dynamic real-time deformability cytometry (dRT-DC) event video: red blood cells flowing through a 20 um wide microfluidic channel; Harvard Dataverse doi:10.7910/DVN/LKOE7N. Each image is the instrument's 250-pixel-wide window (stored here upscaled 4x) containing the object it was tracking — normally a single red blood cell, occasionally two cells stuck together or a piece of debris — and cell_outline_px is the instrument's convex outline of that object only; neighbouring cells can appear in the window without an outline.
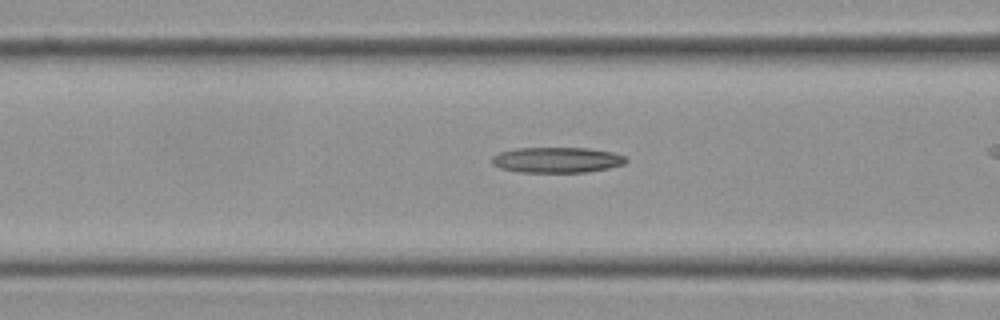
{"species": "Egyptian fruit bat (a non-hibernating species)", "species_latin": "Rousettus aegyptiacus", "temperature_condition": "cold", "stored_images_in_passage": 47, "camera_frame_rate_fps": 3000, "um_per_image_px": 0.085, "frame": {"image": 1, "passage_image": 24, "time_ms": 7.667, "image_size_px": [1000, 320], "cell_outline_px": [[628, 160], [624, 164], [608, 168], [588, 172], [520, 172], [500, 168], [492, 164], [492, 156], [500, 152], [516, 148], [588, 148], [612, 152], [624, 156]], "centroid_in_image_um": [47.33, 13.59], "position_along_channel_um": 119.3, "area_um2": 19.94}}
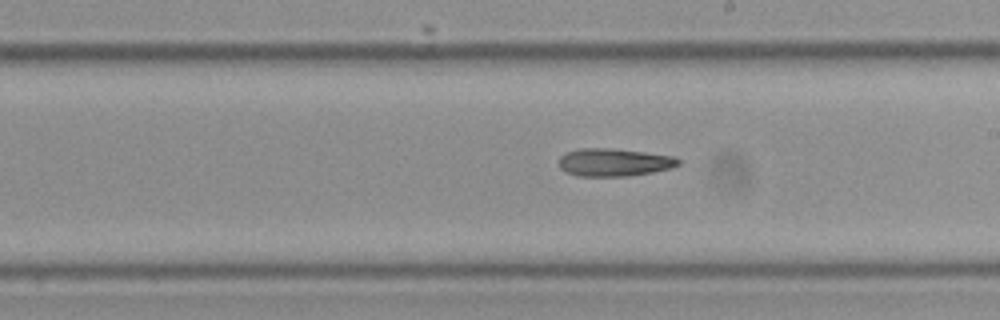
{"frame": {"image": 2, "passage_image": 34, "time_ms": 11.0, "image_size_px": [1000, 320], "cell_outline_px": [[680, 164], [672, 168], [652, 172], [628, 176], [576, 176], [564, 172], [560, 168], [560, 156], [564, 152], [580, 148], [612, 148], [676, 156], [680, 160]], "centroid_in_image_um": [52.19, 13.79], "position_along_channel_um": 236.8, "area_um2": 19.59}}
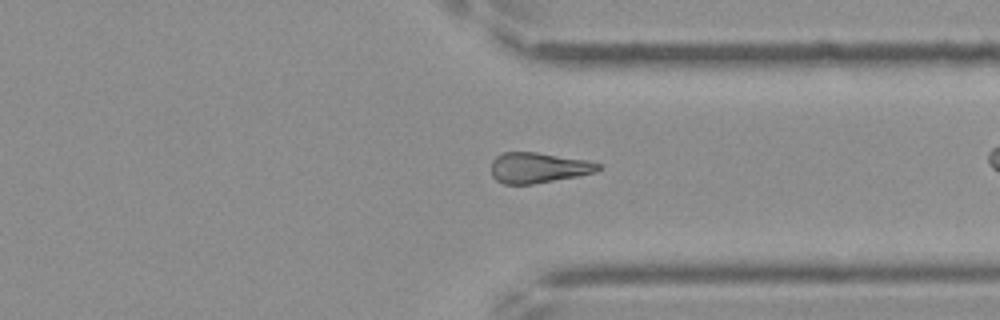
{"frame": {"image": 3, "passage_image": 45, "time_ms": 14.667, "image_size_px": [1000, 320], "cell_outline_px": [[600, 168], [596, 172], [576, 176], [532, 184], [504, 184], [496, 180], [492, 176], [492, 160], [496, 156], [504, 152], [536, 152], [588, 160], [600, 164]], "centroid_in_image_um": [45.74, 14.25], "position_along_channel_um": 365.7, "area_um2": 18.9}}